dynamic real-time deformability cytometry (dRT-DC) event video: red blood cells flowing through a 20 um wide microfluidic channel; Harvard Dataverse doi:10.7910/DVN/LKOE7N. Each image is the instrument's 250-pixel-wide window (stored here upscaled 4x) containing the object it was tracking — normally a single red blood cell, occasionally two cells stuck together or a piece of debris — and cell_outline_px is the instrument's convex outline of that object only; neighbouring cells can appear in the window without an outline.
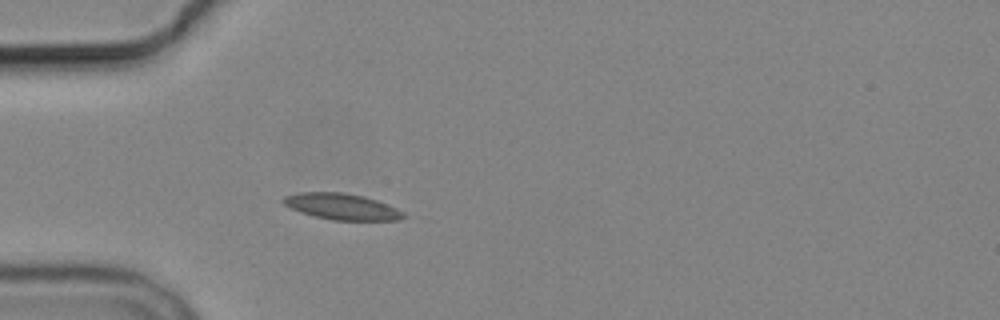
{"species": "common noctule bat (a hibernating species)", "species_latin": "Nyctalus noctula", "temperature_condition": "cold", "stored_images_in_passage": 6, "camera_frame_rate_fps": 3000, "um_per_image_px": 0.085, "animal": {"sex": "male", "body_mass_g": 19.2, "forearm_length_mm": 51.8}, "frame": {"image": 1, "passage_image": 6, "time_ms": 6.667, "image_size_px": [1000, 320], "cell_outline_px": [[404, 216], [400, 220], [332, 220], [300, 212], [284, 204], [280, 200], [284, 196], [300, 192], [344, 192], [364, 196], [388, 204], [404, 212]], "centroid_in_image_um": [29.04, 17.55], "position_along_channel_um": 56.0, "area_um2": 18.26}}